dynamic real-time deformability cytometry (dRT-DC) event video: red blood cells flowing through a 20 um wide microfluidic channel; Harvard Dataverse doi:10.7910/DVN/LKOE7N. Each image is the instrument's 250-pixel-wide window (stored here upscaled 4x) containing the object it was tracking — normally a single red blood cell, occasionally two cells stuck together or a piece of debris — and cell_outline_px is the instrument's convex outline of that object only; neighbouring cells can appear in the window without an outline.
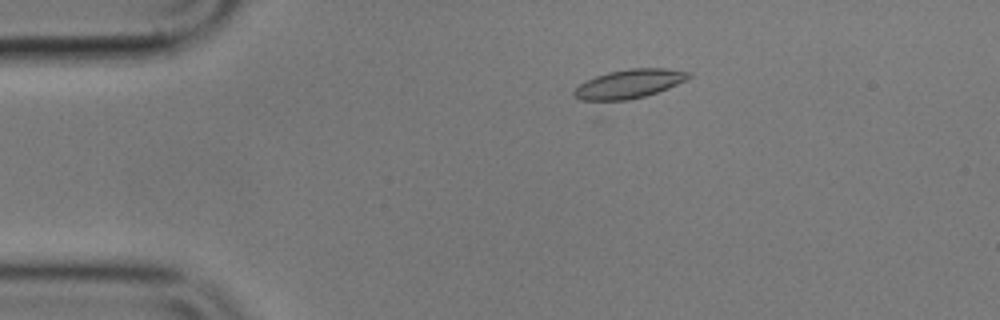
{"species": "common noctule bat (a hibernating species)", "species_latin": "Nyctalus noctula", "temperature_condition": "cold", "stored_images_in_passage": 36, "camera_frame_rate_fps": 3000, "um_per_image_px": 0.085, "animal": {"sex": "male", "body_mass_g": 17.9}, "frame": {"image": 1, "passage_image": 11, "time_ms": 3.333, "image_size_px": [1000, 320], "cell_outline_px": [[692, 76], [668, 88], [644, 96], [628, 100], [596, 104], [580, 100], [572, 96], [572, 92], [580, 84], [596, 76], [608, 72], [628, 68], [664, 68], [692, 72]], "centroid_in_image_um": [53.38, 7.17], "position_along_channel_um": 31.6, "area_um2": 19.83}}
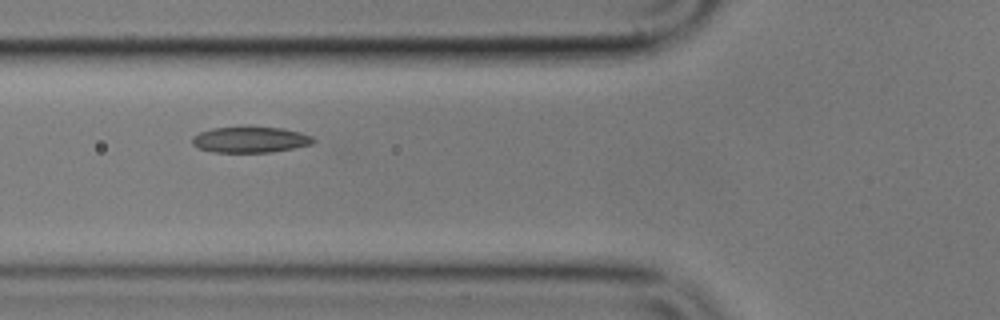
{"frame": {"image": 2, "passage_image": 21, "time_ms": 6.667, "image_size_px": [1000, 320], "cell_outline_px": [[316, 140], [312, 144], [272, 152], [212, 152], [196, 148], [192, 144], [192, 136], [200, 132], [212, 128], [284, 128], [300, 132], [312, 136]], "centroid_in_image_um": [21.25, 11.89], "position_along_channel_um": 104.5, "area_um2": 18.09}}
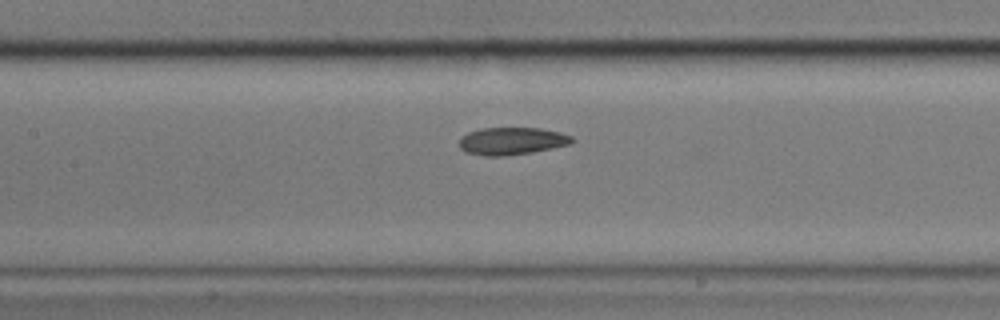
{"frame": {"image": 3, "passage_image": 26, "time_ms": 8.333, "image_size_px": [1000, 320], "cell_outline_px": [[576, 140], [568, 144], [552, 148], [532, 152], [504, 156], [484, 156], [464, 152], [460, 148], [460, 136], [468, 132], [480, 128], [540, 128], [560, 132], [572, 136]], "centroid_in_image_um": [43.48, 11.98], "position_along_channel_um": 163.9, "area_um2": 18.15}}